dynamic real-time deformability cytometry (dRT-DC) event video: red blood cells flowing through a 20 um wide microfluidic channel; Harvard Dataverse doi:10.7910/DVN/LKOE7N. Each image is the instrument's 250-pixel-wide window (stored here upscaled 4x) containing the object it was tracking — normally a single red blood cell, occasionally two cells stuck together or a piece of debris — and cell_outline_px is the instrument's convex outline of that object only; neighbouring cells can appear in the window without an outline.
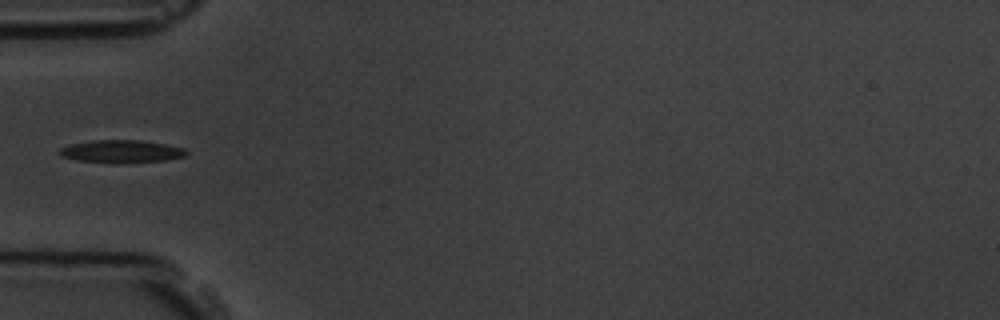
{"species": "common noctule bat (a hibernating species)", "species_latin": "Nyctalus noctula", "temperature_condition": "room temperature", "stored_images_in_passage": 9, "camera_frame_rate_fps": 3000, "um_per_image_px": 0.085, "animal": {"sex": "male", "body_mass_g": 19.5, "forearm_length_mm": 54.6}, "frame": {"image": 1, "passage_image": 6, "time_ms": 5.667, "image_size_px": [1000, 320], "cell_outline_px": [[188, 152], [184, 156], [164, 160], [128, 164], [112, 164], [76, 160], [60, 156], [56, 152], [60, 148], [72, 144], [92, 140], [140, 140], [164, 144], [184, 148]], "centroid_in_image_um": [10.26, 12.89], "position_along_channel_um": 74.7, "area_um2": 17.11}}
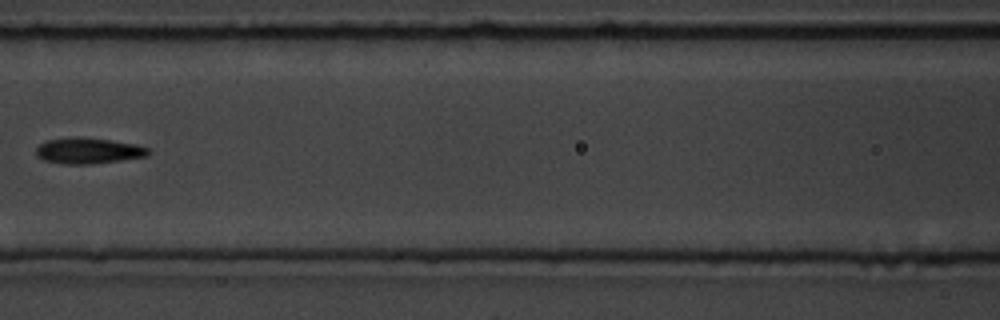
{"frame": {"image": 2, "passage_image": 8, "time_ms": 8.0, "image_size_px": [1000, 320], "cell_outline_px": [[152, 152], [148, 156], [120, 160], [88, 164], [64, 164], [44, 160], [36, 156], [36, 148], [40, 144], [48, 140], [112, 140], [136, 144], [148, 148]], "centroid_in_image_um": [7.57, 12.86], "position_along_channel_um": 159.0, "area_um2": 16.07}}
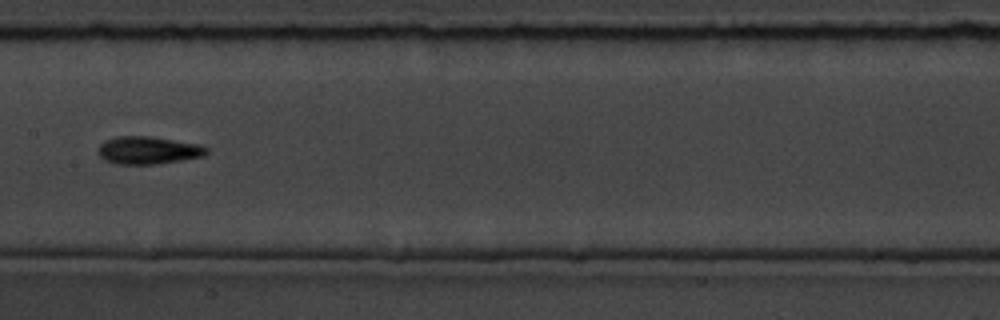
{"frame": {"image": 3, "passage_image": 9, "time_ms": 9.0, "image_size_px": [1000, 320], "cell_outline_px": [[208, 152], [204, 156], [156, 164], [116, 164], [104, 160], [96, 152], [100, 144], [104, 140], [116, 136], [148, 136], [200, 144], [208, 148]], "centroid_in_image_um": [12.56, 12.77], "position_along_channel_um": 194.8, "area_um2": 17.57}}